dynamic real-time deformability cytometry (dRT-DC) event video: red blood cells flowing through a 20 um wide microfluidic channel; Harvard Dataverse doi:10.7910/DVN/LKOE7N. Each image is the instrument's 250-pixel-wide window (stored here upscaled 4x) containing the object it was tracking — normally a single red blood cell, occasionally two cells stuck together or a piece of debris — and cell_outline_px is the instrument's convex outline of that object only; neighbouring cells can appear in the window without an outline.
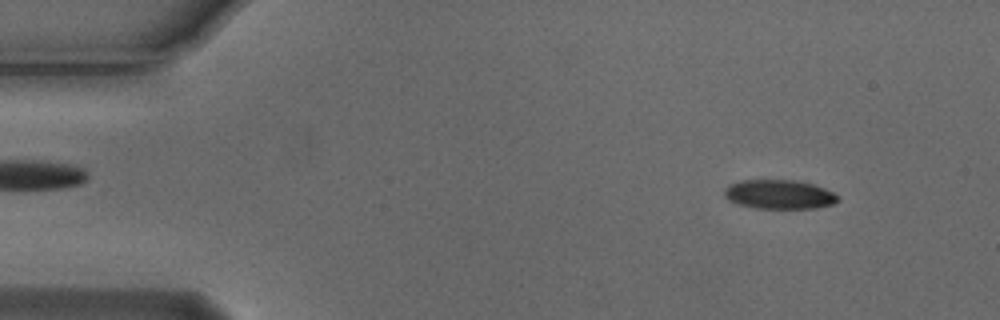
{"species": "Egyptian fruit bat (a non-hibernating species)", "species_latin": "Rousettus aegyptiacus", "temperature_condition": "cold", "stored_images_in_passage": 9, "camera_frame_rate_fps": 3000, "um_per_image_px": 0.085, "animal": {"sex": "male"}, "frame": {"image": 1, "passage_image": 1, "time_ms": 0.0, "image_size_px": [1000, 320], "cell_outline_px": [[840, 200], [832, 204], [816, 208], [756, 208], [740, 204], [728, 200], [724, 196], [724, 188], [728, 184], [740, 180], [796, 180], [812, 184], [824, 188], [840, 196]], "centroid_in_image_um": [66.22, 16.51], "position_along_channel_um": 18.8, "area_um2": 19.36}}